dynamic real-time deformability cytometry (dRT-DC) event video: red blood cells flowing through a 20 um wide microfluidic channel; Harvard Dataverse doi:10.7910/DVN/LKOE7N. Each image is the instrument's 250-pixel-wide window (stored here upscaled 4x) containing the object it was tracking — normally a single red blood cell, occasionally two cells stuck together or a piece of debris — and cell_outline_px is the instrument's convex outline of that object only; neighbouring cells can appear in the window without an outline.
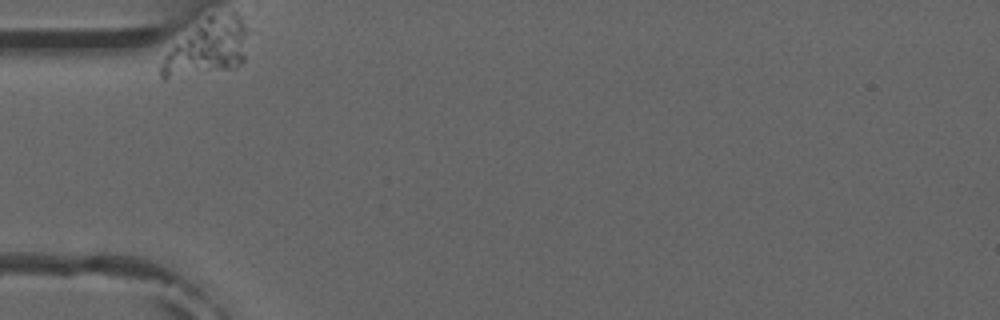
{"species": "common noctule bat (a hibernating species)", "species_latin": "Nyctalus noctula", "temperature_condition": "room temperature", "stored_images_in_passage": 2, "camera_frame_rate_fps": 3000, "um_per_image_px": 0.085, "animal": {"sex": "male", "forearm_length_mm": 52.5}, "frame": {"image": 1, "passage_image": 1, "time_ms": 0.0, "image_size_px": [1000, 320], "cell_outline_px": [[244, 60], [240, 64], [232, 68], [164, 80], [160, 76], [160, 68], [164, 56], [172, 44], [208, 16], [232, 12], [236, 12], [240, 16], [244, 28]], "centroid_in_image_um": [17.55, 4.06], "position_along_channel_um": 67.5, "area_um2": 27.92}}